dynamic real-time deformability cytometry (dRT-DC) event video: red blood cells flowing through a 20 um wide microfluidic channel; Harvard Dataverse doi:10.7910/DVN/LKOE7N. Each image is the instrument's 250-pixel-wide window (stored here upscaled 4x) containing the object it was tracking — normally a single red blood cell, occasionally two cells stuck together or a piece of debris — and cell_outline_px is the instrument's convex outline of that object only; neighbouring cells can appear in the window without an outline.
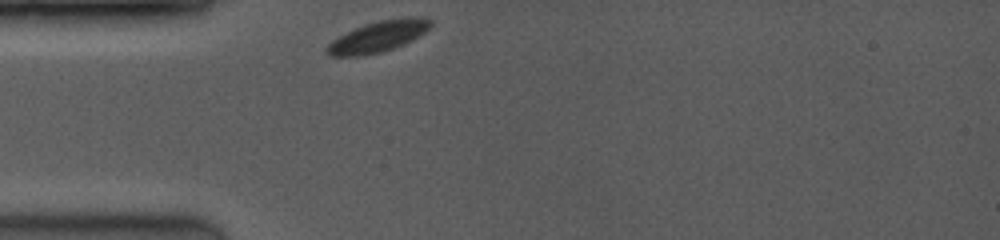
{"species": "common noctule bat (a hibernating species)", "species_latin": "Nyctalus noctula", "temperature_condition": "room temperature", "stored_images_in_passage": 16, "camera_frame_rate_fps": 3500, "um_per_image_px": 0.085, "animal": {"sex": "female", "body_mass_g": 19.0, "forearm_length_mm": 53.3}, "frame": {"image": 1, "passage_image": 1, "time_ms": 0.0, "image_size_px": [1000, 240], "cell_outline_px": [[432, 24], [424, 32], [404, 44], [380, 52], [360, 56], [328, 56], [324, 52], [324, 48], [332, 40], [364, 24], [380, 20], [408, 16], [420, 16], [432, 20]], "centroid_in_image_um": [32.12, 3.1], "position_along_channel_um": 52.9, "area_um2": 18.67}}
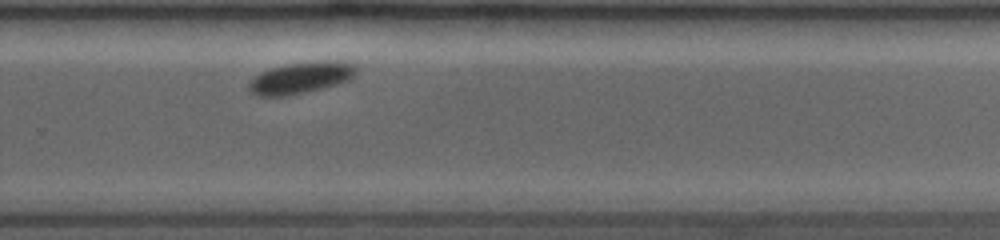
{"frame": {"image": 2, "passage_image": 16, "time_ms": 6.857, "image_size_px": [1000, 240], "cell_outline_px": [[356, 72], [348, 80], [336, 84], [304, 92], [280, 96], [256, 96], [248, 88], [248, 80], [272, 68], [284, 64], [324, 60], [328, 60], [352, 64], [356, 68]], "centroid_in_image_um": [25.52, 6.61], "position_along_channel_um": 304.3, "area_um2": 19.25}}